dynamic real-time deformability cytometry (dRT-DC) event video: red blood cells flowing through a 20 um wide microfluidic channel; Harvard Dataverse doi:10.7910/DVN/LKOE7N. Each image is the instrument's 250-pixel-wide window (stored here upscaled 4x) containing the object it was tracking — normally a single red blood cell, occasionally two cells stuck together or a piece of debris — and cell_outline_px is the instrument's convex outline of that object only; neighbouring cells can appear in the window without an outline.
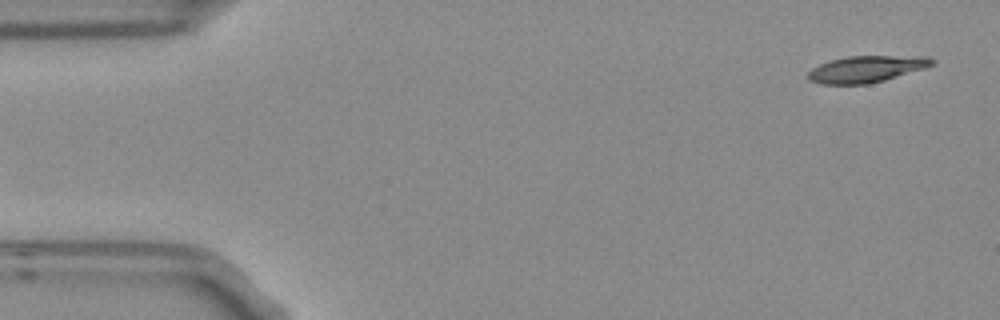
{"species": "Egyptian fruit bat (a non-hibernating species)", "species_latin": "Rousettus aegyptiacus", "temperature_condition": "room temperature", "stored_images_in_passage": 4, "segment_of_instrument_passage": [2, 2], "camera_frame_rate_fps": 3000, "um_per_image_px": 0.085, "frame": {"image": 1, "passage_image": 4, "time_ms": 1.0, "image_size_px": [1000, 320], "cell_outline_px": [[936, 64], [924, 68], [884, 80], [868, 84], [820, 84], [808, 80], [808, 72], [812, 68], [820, 64], [832, 60], [848, 56], [928, 56], [936, 60]], "centroid_in_image_um": [73.66, 5.87], "position_along_channel_um": 11.3, "area_um2": 19.19}}